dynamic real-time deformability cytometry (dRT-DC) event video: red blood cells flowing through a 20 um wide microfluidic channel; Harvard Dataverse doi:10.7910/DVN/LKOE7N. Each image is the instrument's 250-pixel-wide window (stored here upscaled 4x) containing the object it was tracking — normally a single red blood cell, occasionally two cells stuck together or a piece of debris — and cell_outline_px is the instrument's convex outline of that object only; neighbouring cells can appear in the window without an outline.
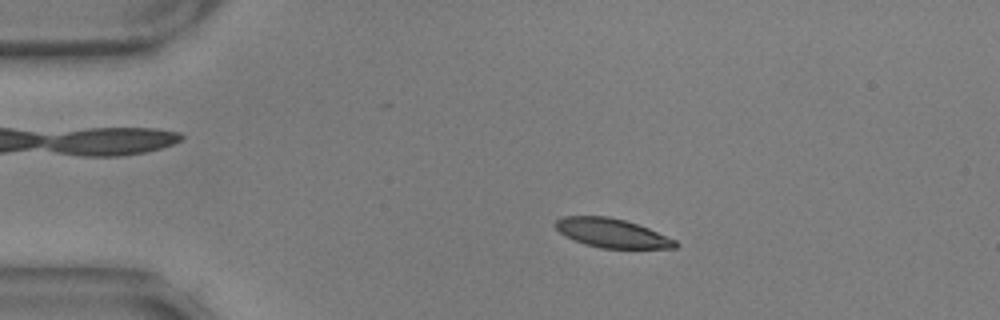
{"species": "common noctule bat (a hibernating species)", "species_latin": "Nyctalus noctula", "temperature_condition": "warm", "stored_images_in_passage": 55, "camera_frame_rate_fps": 3000, "um_per_image_px": 0.085, "animal": {"sex": "male", "body_mass_g": 17.9, "forearm_length_mm": 54.2}, "frame": {"image": 1, "passage_image": 9, "time_ms": 2.667, "image_size_px": [1000, 320], "cell_outline_px": [[680, 244], [676, 248], [600, 248], [584, 244], [564, 236], [556, 228], [556, 220], [564, 216], [608, 216], [624, 220], [648, 228], [676, 240]], "centroid_in_image_um": [52.02, 19.82], "position_along_channel_um": 33.0, "area_um2": 20.17}}
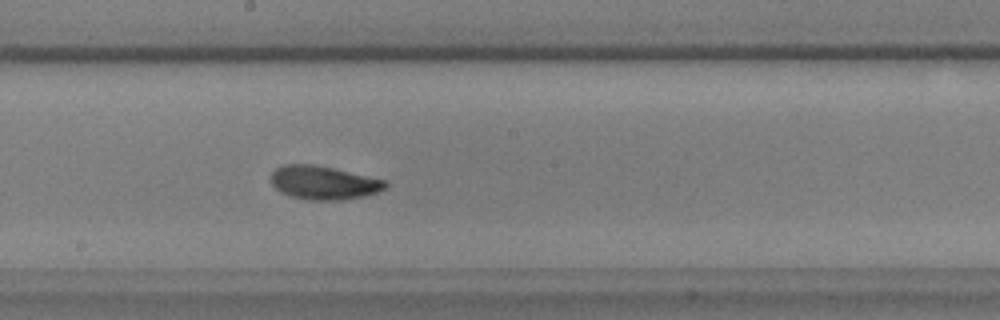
{"frame": {"image": 2, "passage_image": 29, "time_ms": 9.333, "image_size_px": [1000, 320], "cell_outline_px": [[388, 184], [384, 188], [376, 192], [364, 196], [340, 200], [308, 200], [292, 196], [280, 192], [272, 184], [272, 172], [276, 168], [284, 164], [312, 164], [332, 168], [388, 180]], "centroid_in_image_um": [27.51, 15.52], "position_along_channel_um": 220.7, "area_um2": 22.25}}
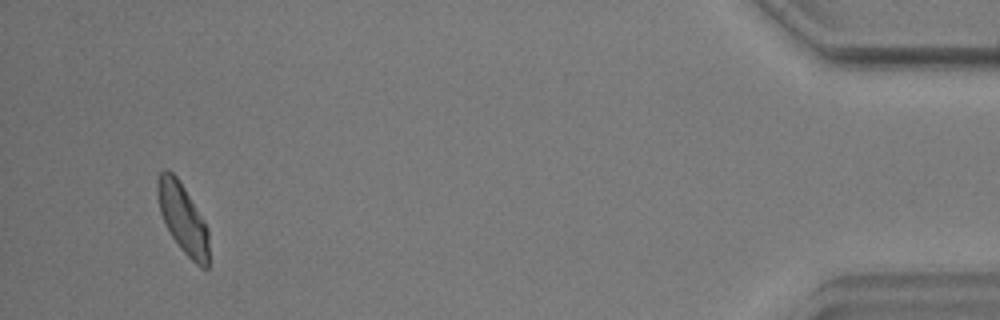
{"frame": {"image": 3, "passage_image": 52, "time_ms": 17.0, "image_size_px": [1000, 320], "cell_outline_px": [[208, 268], [200, 268], [180, 248], [172, 236], [160, 212], [156, 192], [156, 180], [160, 172], [164, 168], [168, 168], [176, 176], [184, 188], [208, 228]], "centroid_in_image_um": [15.51, 18.53], "position_along_channel_um": 419.7, "area_um2": 20.63}, "authors_computed_cell_mechanics": {"area_um2": 21.386, "velocity_mm_per_s": 3.5319, "shape_relaxation_time_tau1_ms": 2.6044, "shape_relaxation_time_tau2_ms": 2.7984, "deformation_change_tau1": 0.128, "deformation_change_tau2": 0.075}}